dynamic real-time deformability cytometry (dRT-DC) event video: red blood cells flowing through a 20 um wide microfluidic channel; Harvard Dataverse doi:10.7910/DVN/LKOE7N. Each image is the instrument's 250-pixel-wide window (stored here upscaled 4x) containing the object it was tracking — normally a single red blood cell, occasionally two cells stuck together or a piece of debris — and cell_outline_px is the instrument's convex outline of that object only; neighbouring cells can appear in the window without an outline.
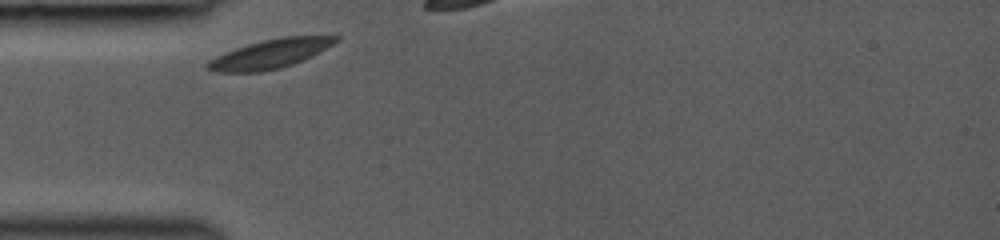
{"species": "common noctule bat (a hibernating species)", "species_latin": "Nyctalus noctula", "temperature_condition": "room temperature", "stored_images_in_passage": 6, "camera_frame_rate_fps": 3000, "um_per_image_px": 0.085, "animal": {"sex": "female", "body_mass_g": 19.0, "forearm_length_mm": 53.3}, "frame": {"image": 1, "passage_image": 1, "time_ms": 0.0, "image_size_px": [1000, 240], "cell_outline_px": [[340, 40], [320, 52], [312, 56], [292, 64], [280, 68], [260, 72], [216, 72], [204, 68], [204, 64], [208, 60], [216, 56], [236, 48], [248, 44], [264, 40], [284, 36], [340, 36]], "centroid_in_image_um": [22.94, 4.58], "position_along_channel_um": 62.1, "area_um2": 21.68}}
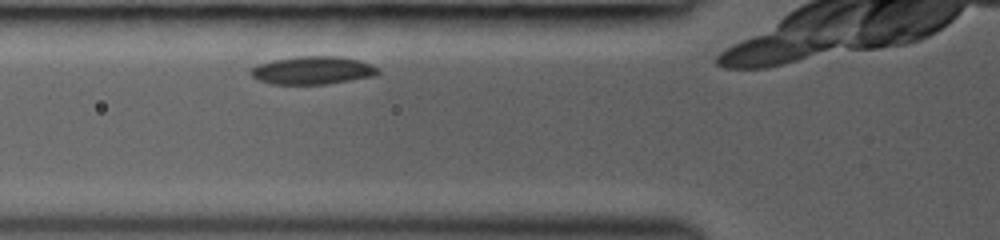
{"frame": {"image": 2, "passage_image": 6, "time_ms": 1.0, "image_size_px": [1000, 240], "cell_outline_px": [[380, 72], [376, 76], [324, 84], [272, 84], [260, 80], [252, 76], [248, 72], [256, 64], [272, 60], [296, 56], [340, 56], [360, 60], [372, 64], [380, 68]], "centroid_in_image_um": [26.6, 5.96], "position_along_channel_um": 99.2, "area_um2": 20.98}}